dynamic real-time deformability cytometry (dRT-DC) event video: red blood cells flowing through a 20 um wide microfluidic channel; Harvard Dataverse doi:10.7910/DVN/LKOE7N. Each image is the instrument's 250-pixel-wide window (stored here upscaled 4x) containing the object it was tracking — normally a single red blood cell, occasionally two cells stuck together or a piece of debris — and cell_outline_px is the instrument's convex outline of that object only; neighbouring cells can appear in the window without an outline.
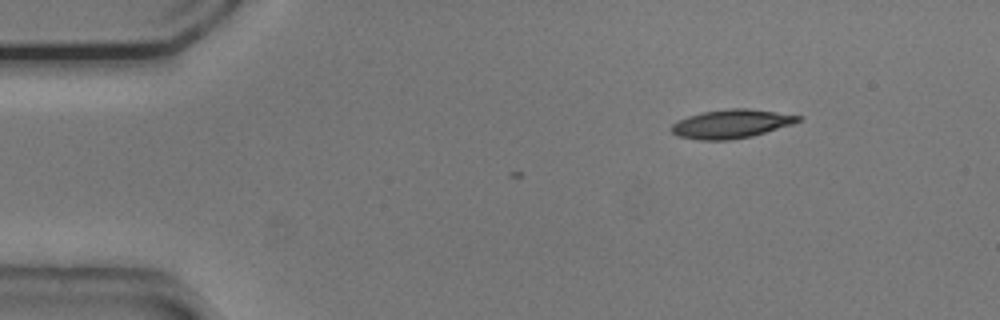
{"species": "common noctule bat (a hibernating species)", "species_latin": "Nyctalus noctula", "temperature_condition": "cold", "stored_images_in_passage": 4, "camera_frame_rate_fps": 3000, "um_per_image_px": 0.085, "animal": {"sex": "male", "body_mass_g": 20.5, "forearm_length_mm": 52.5}, "frame": {"image": 1, "passage_image": 1, "time_ms": 0.0, "image_size_px": [1000, 320], "cell_outline_px": [[804, 120], [792, 124], [752, 136], [728, 140], [700, 140], [676, 136], [672, 132], [672, 124], [688, 116], [704, 112], [732, 108], [748, 108], [804, 116]], "centroid_in_image_um": [62.2, 10.53], "position_along_channel_um": 22.8, "area_um2": 21.1}}